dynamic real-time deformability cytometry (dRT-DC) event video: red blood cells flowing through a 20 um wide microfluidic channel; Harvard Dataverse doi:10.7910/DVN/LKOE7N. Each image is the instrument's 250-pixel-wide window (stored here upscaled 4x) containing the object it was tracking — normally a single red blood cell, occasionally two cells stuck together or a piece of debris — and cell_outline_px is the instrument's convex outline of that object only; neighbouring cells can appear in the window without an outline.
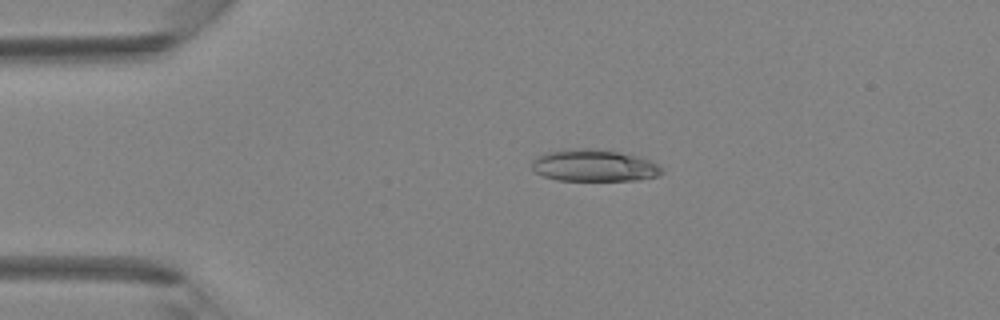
{"species": "Egyptian fruit bat (a non-hibernating species)", "species_latin": "Rousettus aegyptiacus", "temperature_condition": "room temperature", "stored_images_in_passage": 4, "camera_frame_rate_fps": 3000, "um_per_image_px": 0.085, "animal": {"sex": "female"}, "frame": {"image": 1, "passage_image": 3, "time_ms": 2.333, "image_size_px": [1000, 320], "cell_outline_px": [[664, 172], [660, 176], [640, 180], [556, 180], [544, 176], [536, 172], [532, 168], [532, 160], [536, 156], [548, 152], [572, 148], [588, 148], [620, 152], [640, 156], [656, 164]], "centroid_in_image_um": [50.5, 14.07], "position_along_channel_um": 34.5, "area_um2": 24.22}}